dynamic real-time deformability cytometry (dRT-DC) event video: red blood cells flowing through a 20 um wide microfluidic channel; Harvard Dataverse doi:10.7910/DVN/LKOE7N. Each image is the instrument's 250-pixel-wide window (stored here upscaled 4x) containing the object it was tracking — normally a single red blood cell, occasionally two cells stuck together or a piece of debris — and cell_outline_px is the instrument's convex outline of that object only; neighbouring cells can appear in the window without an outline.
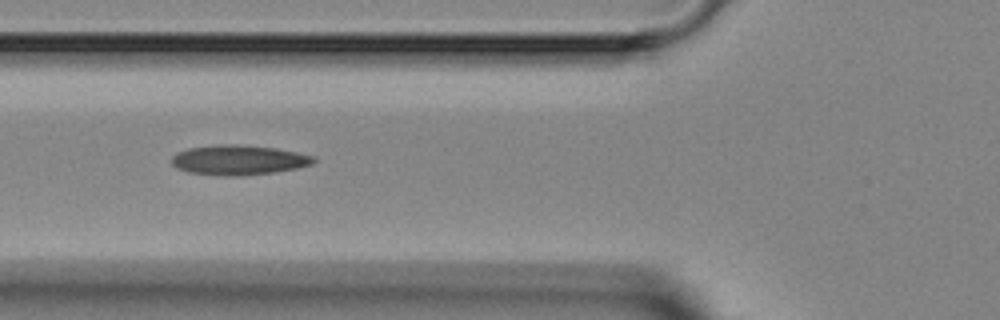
{"species": "Egyptian fruit bat (a non-hibernating species)", "species_latin": "Rousettus aegyptiacus", "temperature_condition": "room temperature", "stored_images_in_passage": 8, "camera_frame_rate_fps": 3000, "um_per_image_px": 0.085, "animal": {"sex": "female"}, "frame": {"image": 1, "passage_image": 6, "time_ms": 6.667, "image_size_px": [1000, 320], "cell_outline_px": [[316, 160], [312, 164], [296, 168], [276, 172], [240, 176], [220, 176], [188, 172], [176, 168], [172, 164], [172, 156], [176, 152], [188, 148], [220, 144], [236, 144], [276, 148], [316, 156]], "centroid_in_image_um": [20.27, 13.6], "position_along_channel_um": 105.5, "area_um2": 24.91}}
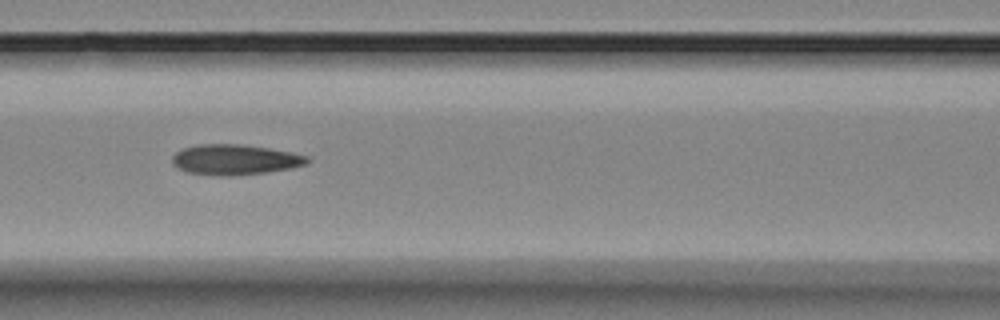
{"frame": {"image": 2, "passage_image": 7, "time_ms": 7.667, "image_size_px": [1000, 320], "cell_outline_px": [[312, 160], [308, 164], [292, 168], [268, 172], [232, 176], [216, 176], [188, 172], [176, 168], [172, 164], [172, 156], [176, 152], [184, 148], [200, 144], [240, 144], [268, 148], [292, 152], [308, 156]], "centroid_in_image_um": [19.99, 13.58], "position_along_channel_um": 146.6, "area_um2": 24.16}}
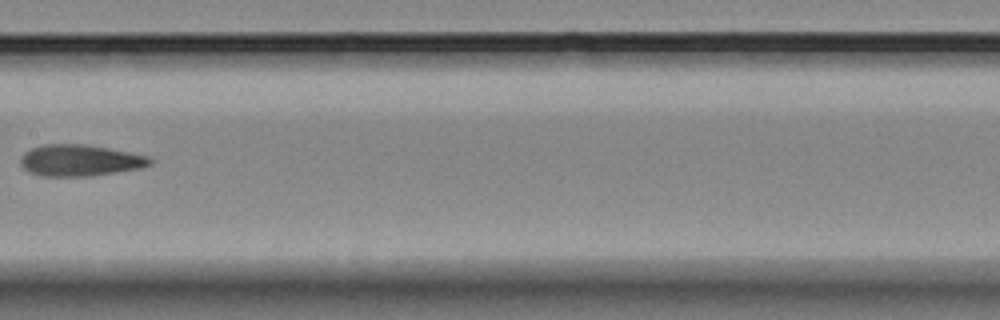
{"frame": {"image": 3, "passage_image": 8, "time_ms": 9.0, "image_size_px": [1000, 320], "cell_outline_px": [[156, 160], [152, 164], [140, 168], [92, 176], [40, 176], [28, 172], [20, 164], [20, 156], [24, 152], [32, 148], [44, 144], [84, 144], [108, 148], [152, 156]], "centroid_in_image_um": [6.82, 13.63], "position_along_channel_um": 200.6, "area_um2": 24.04}}